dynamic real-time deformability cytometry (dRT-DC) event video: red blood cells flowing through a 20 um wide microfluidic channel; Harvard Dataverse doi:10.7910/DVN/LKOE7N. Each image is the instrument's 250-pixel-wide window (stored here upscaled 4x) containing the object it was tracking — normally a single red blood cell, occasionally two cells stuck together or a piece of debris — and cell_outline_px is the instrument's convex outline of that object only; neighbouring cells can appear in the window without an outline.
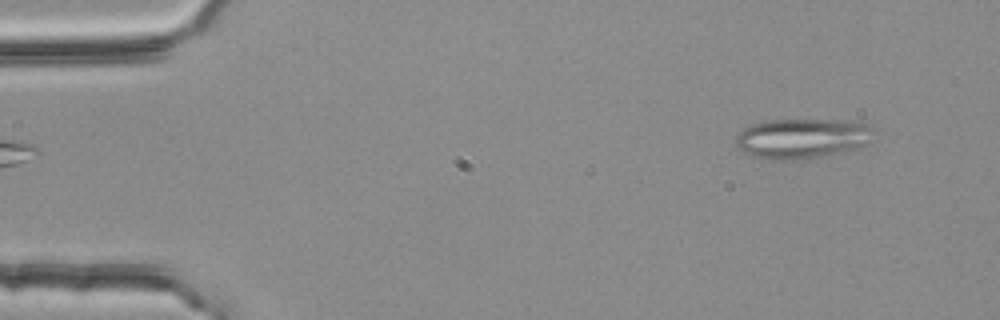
{"species": "common noctule bat (a hibernating species)", "species_latin": "Nyctalus noctula", "temperature_condition": "room temperature", "stored_images_in_passage": 2, "camera_frame_rate_fps": 3000, "um_per_image_px": 0.085, "animal": {"sex": "female", "body_mass_g": 25.1}, "frame": {"image": 1, "passage_image": 2, "time_ms": 0.333, "image_size_px": [1000, 320], "cell_outline_px": [[876, 128], [872, 140], [856, 148], [840, 152], [792, 160], [772, 160], [752, 156], [744, 152], [736, 144], [736, 136], [744, 128], [768, 120], [860, 120]], "centroid_in_image_um": [68.25, 11.74], "position_along_channel_um": 16.8, "area_um2": 32.14}}